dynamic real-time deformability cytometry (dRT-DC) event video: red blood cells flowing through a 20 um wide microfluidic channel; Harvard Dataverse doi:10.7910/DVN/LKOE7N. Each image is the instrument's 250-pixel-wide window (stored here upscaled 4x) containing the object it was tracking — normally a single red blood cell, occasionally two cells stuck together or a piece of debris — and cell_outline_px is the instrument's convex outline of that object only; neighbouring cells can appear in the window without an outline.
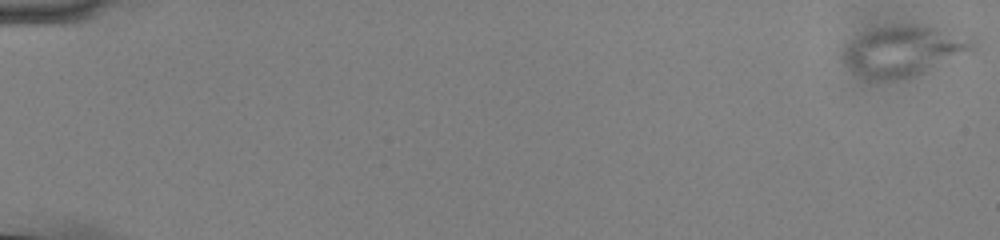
{"species": "common noctule bat (a hibernating species)", "species_latin": "Nyctalus noctula", "temperature_condition": "cold", "stored_images_in_passage": 12, "camera_frame_rate_fps": 3000, "um_per_image_px": 0.085, "animal": {"sex": "male", "body_mass_g": 13.0, "forearm_length_mm": 53.1}, "frame": {"image": 1, "passage_image": 1, "time_ms": 0.0, "image_size_px": [1000, 240], "cell_outline_px": [[980, 40], [976, 52], [920, 72], [908, 76], [872, 76], [860, 72], [844, 64], [844, 52], [852, 40], [876, 28], [932, 28], [976, 36]], "centroid_in_image_um": [77.06, 4.29], "position_along_channel_um": 7.9, "area_um2": 35.72}}